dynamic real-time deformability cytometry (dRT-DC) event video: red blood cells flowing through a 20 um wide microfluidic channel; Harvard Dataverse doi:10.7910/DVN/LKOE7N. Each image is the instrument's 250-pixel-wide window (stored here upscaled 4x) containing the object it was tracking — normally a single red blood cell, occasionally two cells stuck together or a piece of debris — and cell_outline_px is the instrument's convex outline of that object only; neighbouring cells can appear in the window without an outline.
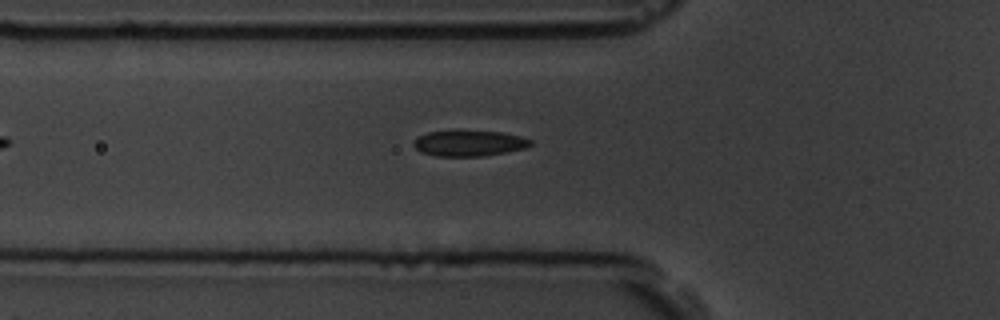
{"species": "common noctule bat (a hibernating species)", "species_latin": "Nyctalus noctula", "temperature_condition": "room temperature", "stored_images_in_passage": 6, "camera_frame_rate_fps": 3000, "um_per_image_px": 0.085, "animal": {"sex": "male", "body_mass_g": 19.5, "forearm_length_mm": 54.6}, "frame": {"image": 1, "passage_image": 6, "time_ms": 5.333, "image_size_px": [1000, 320], "cell_outline_px": [[532, 144], [524, 148], [508, 152], [484, 156], [436, 156], [420, 152], [412, 144], [420, 136], [428, 132], [456, 128], [500, 132], [520, 136], [532, 140]], "centroid_in_image_um": [39.86, 12.14], "position_along_channel_um": 85.9, "area_um2": 18.15}}